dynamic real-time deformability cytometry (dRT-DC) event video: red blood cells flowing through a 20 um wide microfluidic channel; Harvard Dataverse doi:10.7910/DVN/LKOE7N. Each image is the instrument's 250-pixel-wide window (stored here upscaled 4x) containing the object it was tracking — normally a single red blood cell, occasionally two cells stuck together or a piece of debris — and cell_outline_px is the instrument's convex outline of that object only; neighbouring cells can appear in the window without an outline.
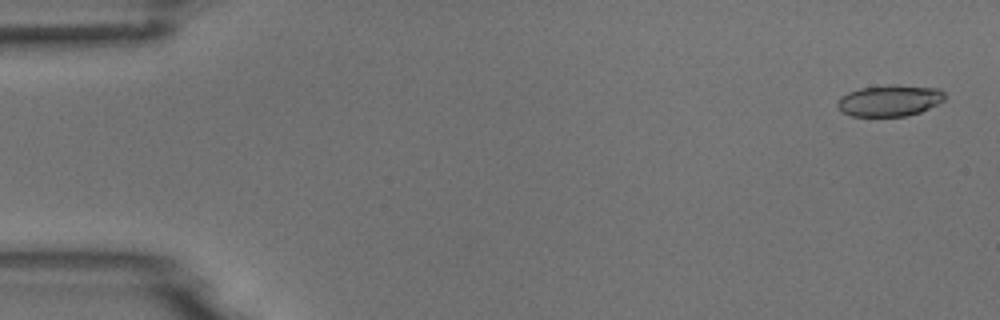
{"species": "common noctule bat (a hibernating species)", "species_latin": "Nyctalus noctula", "temperature_condition": "room temperature", "stored_images_in_passage": 6, "camera_frame_rate_fps": 3000, "um_per_image_px": 0.085, "animal": {"sex": "male", "body_mass_g": 18.8}, "frame": {"image": 1, "passage_image": 1, "time_ms": 0.0, "image_size_px": [1000, 320], "cell_outline_px": [[944, 100], [920, 112], [908, 116], [852, 116], [840, 112], [836, 104], [836, 100], [840, 96], [848, 92], [860, 88], [888, 84], [892, 84], [940, 88], [944, 92]], "centroid_in_image_um": [75.57, 8.54], "position_along_channel_um": 9.4, "area_um2": 19.88}}
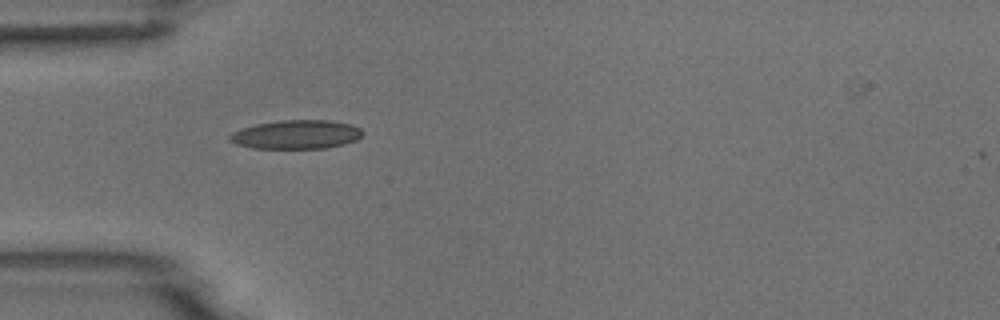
{"frame": {"image": 2, "passage_image": 5, "time_ms": 4.667, "image_size_px": [1000, 320], "cell_outline_px": [[364, 132], [356, 140], [344, 144], [324, 148], [252, 148], [236, 144], [228, 140], [228, 136], [232, 132], [256, 124], [280, 120], [328, 120], [352, 124], [360, 128]], "centroid_in_image_um": [25.18, 11.43], "position_along_channel_um": 59.8, "area_um2": 22.31}}